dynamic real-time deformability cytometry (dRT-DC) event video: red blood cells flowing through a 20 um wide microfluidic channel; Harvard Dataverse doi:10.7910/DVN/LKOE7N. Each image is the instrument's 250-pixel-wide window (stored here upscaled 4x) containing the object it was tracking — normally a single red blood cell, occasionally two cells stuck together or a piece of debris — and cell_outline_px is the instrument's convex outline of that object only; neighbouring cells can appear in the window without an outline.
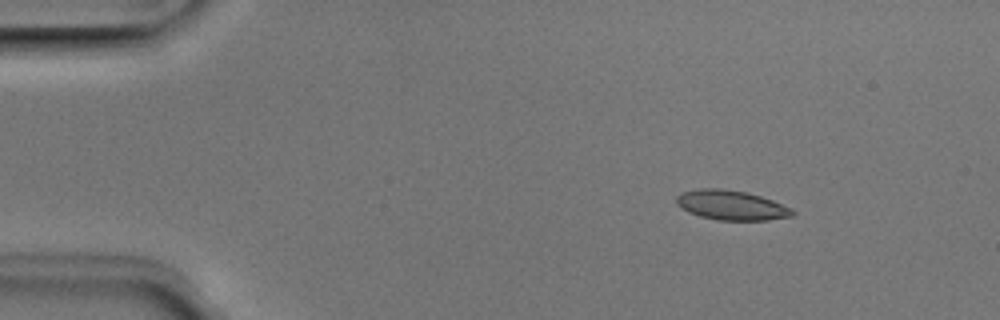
{"species": "Egyptian fruit bat (a non-hibernating species)", "species_latin": "Rousettus aegyptiacus", "temperature_condition": "room temperature", "stored_images_in_passage": 14, "camera_frame_rate_fps": 3000, "um_per_image_px": 0.085, "animal": {"sex": "male"}, "frame": {"image": 1, "passage_image": 7, "time_ms": 2.0, "image_size_px": [1000, 320], "cell_outline_px": [[796, 212], [792, 216], [768, 220], [720, 220], [700, 216], [688, 212], [680, 208], [676, 204], [676, 196], [684, 192], [700, 188], [720, 188], [748, 192], [772, 200], [792, 208]], "centroid_in_image_um": [62.16, 17.44], "position_along_channel_um": 22.8, "area_um2": 20.11}}